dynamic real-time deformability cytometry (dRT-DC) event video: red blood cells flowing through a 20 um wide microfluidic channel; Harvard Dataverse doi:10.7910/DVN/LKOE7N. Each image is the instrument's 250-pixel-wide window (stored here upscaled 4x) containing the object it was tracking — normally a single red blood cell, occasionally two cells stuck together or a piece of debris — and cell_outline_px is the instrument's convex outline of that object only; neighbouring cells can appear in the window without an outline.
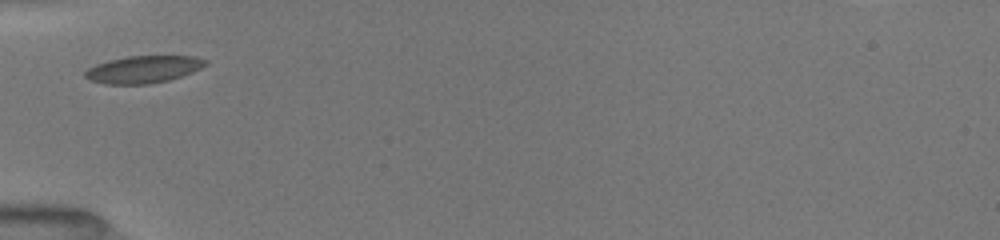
{"species": "common noctule bat (a hibernating species)", "species_latin": "Nyctalus noctula", "temperature_condition": "room temperature", "stored_images_in_passage": 12, "camera_frame_rate_fps": 3000, "um_per_image_px": 0.085, "animal": {"sex": "female", "body_mass_g": 19.5, "forearm_length_mm": 54.1}, "frame": {"image": 1, "passage_image": 1, "time_ms": 0.0, "image_size_px": [1000, 240], "cell_outline_px": [[208, 64], [192, 72], [168, 80], [148, 84], [104, 84], [92, 80], [84, 76], [84, 72], [88, 68], [96, 64], [108, 60], [128, 56], [196, 56], [204, 60]], "centroid_in_image_um": [12.16, 5.89], "position_along_channel_um": 72.8, "area_um2": 18.96}}
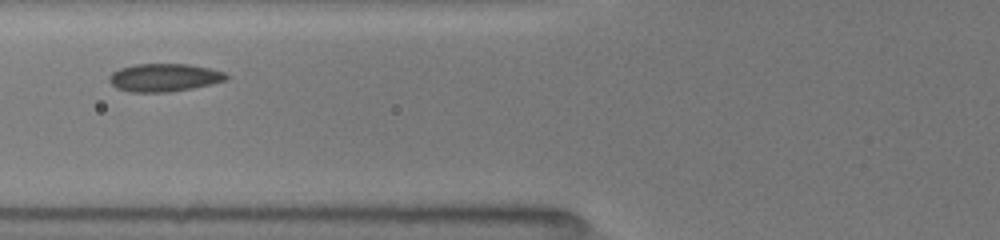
{"frame": {"image": 2, "passage_image": 4, "time_ms": 1.0, "image_size_px": [1000, 240], "cell_outline_px": [[228, 80], [212, 84], [192, 88], [168, 92], [132, 92], [116, 88], [108, 80], [108, 76], [112, 72], [120, 68], [132, 64], [188, 64], [208, 68], [224, 72], [228, 76]], "centroid_in_image_um": [13.94, 6.59], "position_along_channel_um": 111.9, "area_um2": 19.13}}
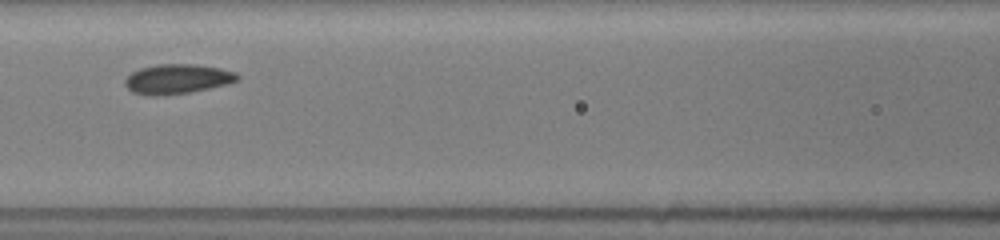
{"frame": {"image": 3, "passage_image": 7, "time_ms": 2.0, "image_size_px": [1000, 240], "cell_outline_px": [[240, 80], [228, 84], [188, 92], [156, 96], [152, 96], [132, 92], [124, 84], [124, 80], [132, 72], [140, 68], [160, 64], [196, 64], [220, 68], [236, 72], [240, 76]], "centroid_in_image_um": [15.09, 6.71], "position_along_channel_um": 151.5, "area_um2": 19.42}}